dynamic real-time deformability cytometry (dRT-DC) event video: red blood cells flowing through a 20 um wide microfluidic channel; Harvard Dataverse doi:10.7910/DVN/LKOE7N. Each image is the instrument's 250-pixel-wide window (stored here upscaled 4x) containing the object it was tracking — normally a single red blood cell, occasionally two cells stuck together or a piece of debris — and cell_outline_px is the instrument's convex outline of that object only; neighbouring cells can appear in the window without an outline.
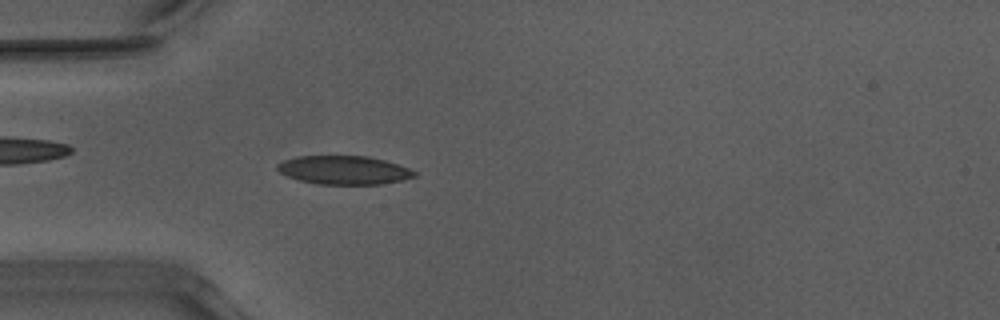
{"species": "Egyptian fruit bat (a non-hibernating species)", "species_latin": "Rousettus aegyptiacus", "temperature_condition": "warm", "stored_images_in_passage": 52, "camera_frame_rate_fps": 3000, "um_per_image_px": 0.085, "animal": {"sex": "male"}, "frame": {"image": 1, "passage_image": 15, "time_ms": 4.667, "image_size_px": [1000, 320], "cell_outline_px": [[416, 176], [400, 180], [380, 184], [316, 184], [300, 180], [288, 176], [280, 172], [276, 168], [276, 164], [284, 160], [296, 156], [368, 156], [384, 160], [408, 168], [416, 172]], "centroid_in_image_um": [29.2, 14.45], "position_along_channel_um": 55.8, "area_um2": 22.66}}
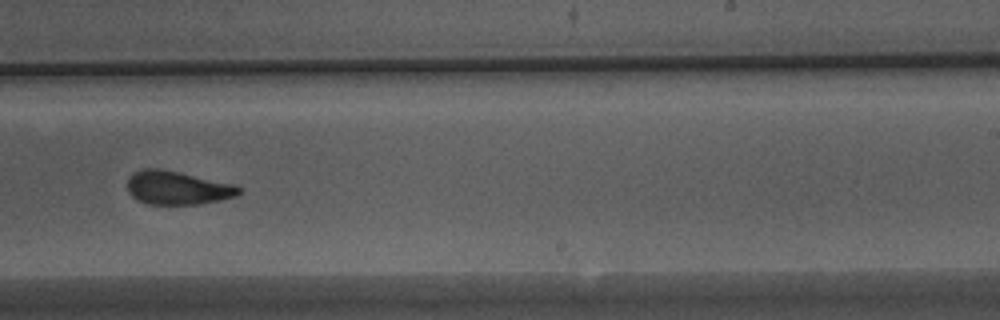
{"frame": {"image": 2, "passage_image": 32, "time_ms": 10.333, "image_size_px": [1000, 320], "cell_outline_px": [[244, 188], [236, 196], [220, 200], [200, 204], [148, 204], [136, 200], [128, 192], [128, 180], [132, 172], [144, 168], [156, 168], [180, 172], [236, 184]], "centroid_in_image_um": [15.1, 15.96], "position_along_channel_um": 273.9, "area_um2": 22.02}}
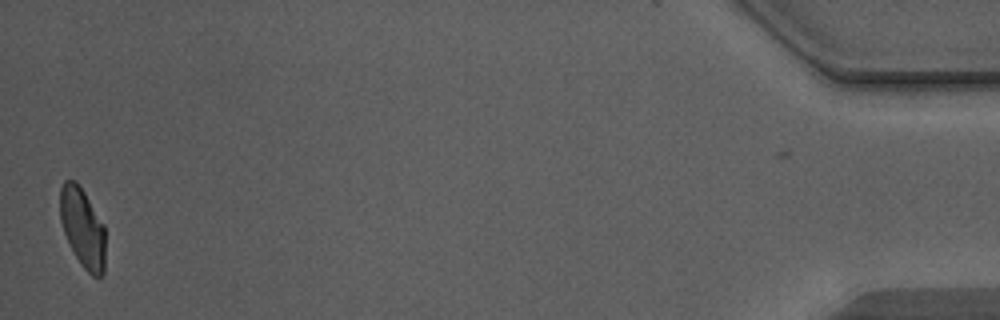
{"frame": {"image": 3, "passage_image": 51, "time_ms": 16.667, "image_size_px": [1000, 320], "cell_outline_px": [[104, 272], [100, 276], [92, 276], [80, 264], [64, 232], [60, 220], [60, 188], [64, 180], [76, 180], [84, 192], [104, 224]], "centroid_in_image_um": [7.01, 19.33], "position_along_channel_um": 428.2, "area_um2": 20.75}, "authors_computed_cell_mechanics": {"area_um2": 22.1952, "velocity_mm_per_s": 3.9633, "shape_relaxation_time_tau1_ms": 4.7552, "shape_relaxation_time_tau2_ms": 1.3201, "deformation_change_tau1": 0.1646, "deformation_change_tau2": 0.062}}